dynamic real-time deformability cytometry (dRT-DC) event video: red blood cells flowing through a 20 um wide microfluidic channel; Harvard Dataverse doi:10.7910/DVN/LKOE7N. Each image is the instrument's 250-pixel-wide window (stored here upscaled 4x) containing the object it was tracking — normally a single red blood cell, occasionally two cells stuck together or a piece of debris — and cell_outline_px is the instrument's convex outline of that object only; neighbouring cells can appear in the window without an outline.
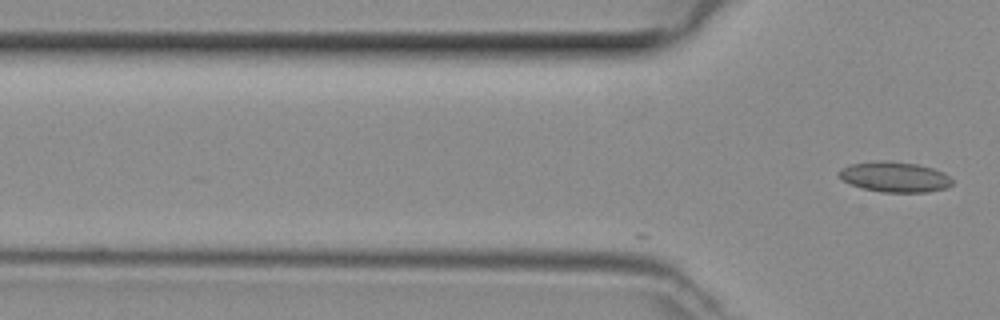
{"species": "common noctule bat (a hibernating species)", "species_latin": "Nyctalus noctula", "temperature_condition": "room temperature", "stored_images_in_passage": 11, "camera_frame_rate_fps": 3000, "um_per_image_px": 0.085, "animal": {"sex": "female", "body_mass_g": 29.2, "forearm_length_mm": 56.3}, "frame": {"image": 1, "passage_image": 11, "time_ms": 3.333, "image_size_px": [1000, 320], "cell_outline_px": [[952, 184], [944, 188], [928, 192], [884, 192], [864, 188], [852, 184], [844, 180], [840, 176], [840, 168], [852, 164], [876, 160], [884, 160], [916, 164], [932, 168], [944, 172], [952, 180]], "centroid_in_image_um": [76.07, 15.03], "position_along_channel_um": 49.7, "area_um2": 19.71}}